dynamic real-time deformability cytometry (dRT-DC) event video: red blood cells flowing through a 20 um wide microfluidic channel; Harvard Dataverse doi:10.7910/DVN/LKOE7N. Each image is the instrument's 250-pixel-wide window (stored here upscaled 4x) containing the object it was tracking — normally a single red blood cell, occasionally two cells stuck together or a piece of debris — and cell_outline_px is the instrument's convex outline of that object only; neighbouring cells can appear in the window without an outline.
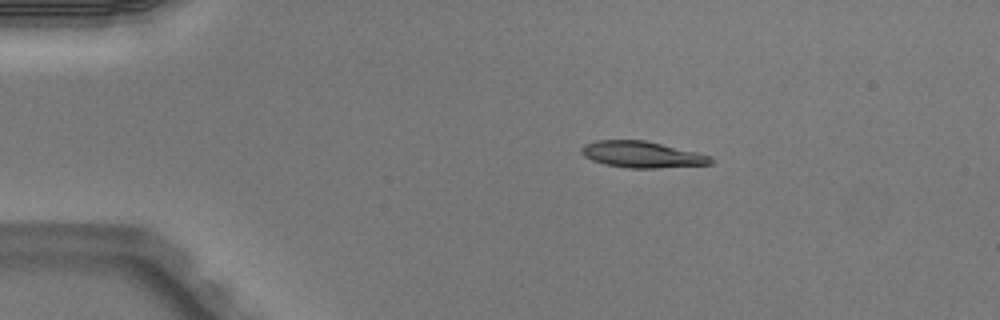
{"species": "Egyptian fruit bat (a non-hibernating species)", "species_latin": "Rousettus aegyptiacus", "temperature_condition": "warm", "stored_images_in_passage": 4, "camera_frame_rate_fps": 3000, "um_per_image_px": 0.085, "animal": {"sex": "male"}, "frame": {"image": 1, "passage_image": 2, "time_ms": 0.333, "image_size_px": [1000, 320], "cell_outline_px": [[716, 160], [712, 164], [656, 168], [628, 168], [604, 164], [592, 160], [584, 156], [580, 152], [580, 148], [584, 144], [596, 140], [644, 140], [696, 152], [712, 156]], "centroid_in_image_um": [54.57, 13.13], "position_along_channel_um": 30.4, "area_um2": 19.94}}
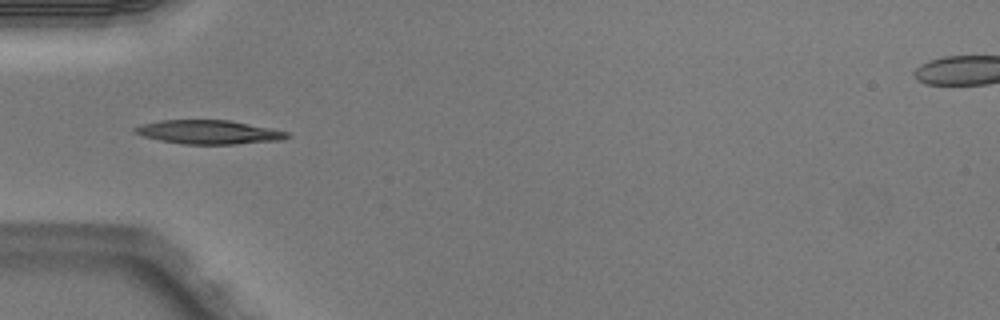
{"frame": {"image": 2, "passage_image": 4, "time_ms": 1.0, "image_size_px": [1000, 320], "cell_outline_px": [[292, 136], [280, 140], [236, 144], [184, 144], [160, 140], [144, 136], [132, 132], [132, 128], [140, 124], [160, 120], [228, 120], [288, 132]], "centroid_in_image_um": [17.69, 11.23], "position_along_channel_um": 67.3, "area_um2": 21.04}}